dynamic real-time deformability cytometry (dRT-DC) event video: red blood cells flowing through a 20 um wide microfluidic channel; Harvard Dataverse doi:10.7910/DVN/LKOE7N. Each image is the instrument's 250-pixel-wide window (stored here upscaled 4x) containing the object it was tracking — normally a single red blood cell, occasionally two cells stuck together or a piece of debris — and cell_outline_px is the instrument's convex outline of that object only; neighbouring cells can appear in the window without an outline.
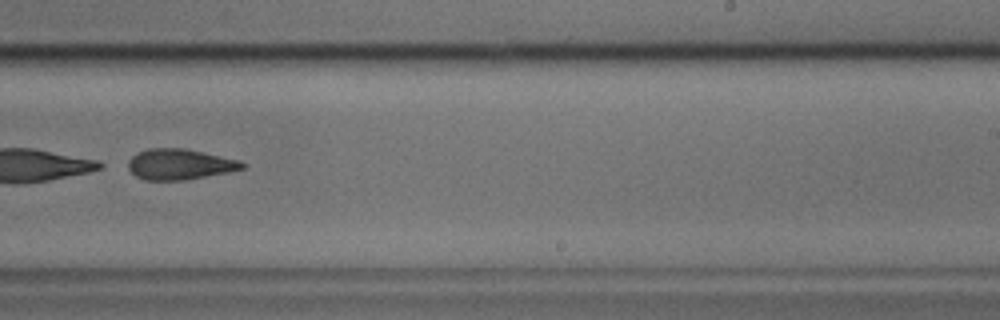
{"species": "common noctule bat (a hibernating species)", "species_latin": "Nyctalus noctula", "temperature_condition": "cold", "stored_images_in_passage": 47, "camera_frame_rate_fps": 3000, "um_per_image_px": 0.085, "animal": {"sex": "male", "body_mass_g": 17.9, "forearm_length_mm": 54.2}, "frame": {"image": 1, "passage_image": 29, "time_ms": 9.333, "image_size_px": [1000, 320], "cell_outline_px": [[248, 164], [244, 168], [228, 172], [184, 180], [144, 180], [136, 176], [128, 168], [128, 160], [136, 152], [148, 148], [184, 148], [240, 160]], "centroid_in_image_um": [15.27, 13.96], "position_along_channel_um": 273.7, "area_um2": 20.46}}